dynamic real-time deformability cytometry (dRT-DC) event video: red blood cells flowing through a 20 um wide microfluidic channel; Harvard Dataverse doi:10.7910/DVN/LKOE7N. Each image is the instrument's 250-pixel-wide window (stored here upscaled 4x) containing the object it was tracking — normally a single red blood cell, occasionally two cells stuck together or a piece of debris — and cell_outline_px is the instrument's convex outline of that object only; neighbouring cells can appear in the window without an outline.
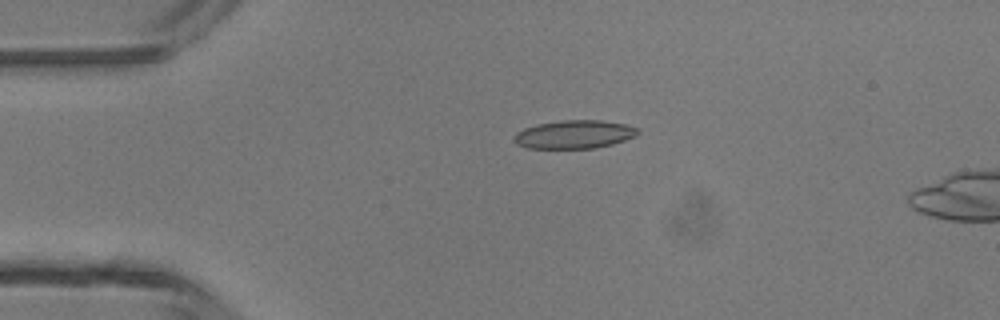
{"species": "common noctule bat (a hibernating species)", "species_latin": "Nyctalus noctula", "temperature_condition": "room temperature", "stored_images_in_passage": 3, "camera_frame_rate_fps": 3000, "um_per_image_px": 0.085, "animal": {"sex": "male", "body_mass_g": 13.3}, "frame": {"image": 1, "passage_image": 1, "time_ms": 0.0, "image_size_px": [1000, 320], "cell_outline_px": [[640, 132], [636, 136], [612, 144], [596, 148], [528, 148], [516, 144], [512, 140], [512, 136], [516, 132], [524, 128], [536, 124], [564, 120], [600, 120], [624, 124], [640, 128]], "centroid_in_image_um": [48.79, 11.42], "position_along_channel_um": 36.2, "area_um2": 20.58}}